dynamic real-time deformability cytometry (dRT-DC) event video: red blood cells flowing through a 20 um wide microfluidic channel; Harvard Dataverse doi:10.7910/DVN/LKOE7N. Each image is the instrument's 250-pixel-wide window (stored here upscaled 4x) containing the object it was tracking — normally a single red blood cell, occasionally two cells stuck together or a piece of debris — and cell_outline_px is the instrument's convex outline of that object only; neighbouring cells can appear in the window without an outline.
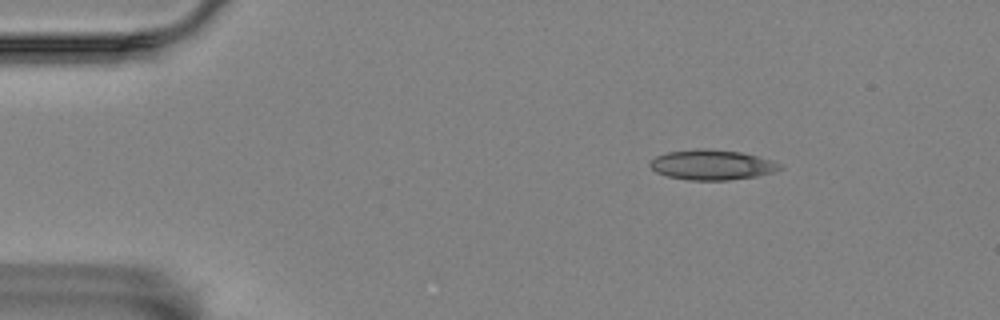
{"species": "Egyptian fruit bat (a non-hibernating species)", "species_latin": "Rousettus aegyptiacus", "temperature_condition": "room temperature", "stored_images_in_passage": 3, "camera_frame_rate_fps": 3000, "um_per_image_px": 0.085, "animal": {"sex": "female"}, "frame": {"image": 1, "passage_image": 1, "time_ms": 0.0, "image_size_px": [1000, 320], "cell_outline_px": [[784, 168], [772, 172], [756, 176], [728, 180], [688, 180], [668, 176], [656, 172], [648, 164], [648, 160], [656, 156], [668, 152], [696, 148], [708, 148], [740, 152], [772, 160], [784, 164]], "centroid_in_image_um": [60.51, 14.0], "position_along_channel_um": 24.5, "area_um2": 22.95}}